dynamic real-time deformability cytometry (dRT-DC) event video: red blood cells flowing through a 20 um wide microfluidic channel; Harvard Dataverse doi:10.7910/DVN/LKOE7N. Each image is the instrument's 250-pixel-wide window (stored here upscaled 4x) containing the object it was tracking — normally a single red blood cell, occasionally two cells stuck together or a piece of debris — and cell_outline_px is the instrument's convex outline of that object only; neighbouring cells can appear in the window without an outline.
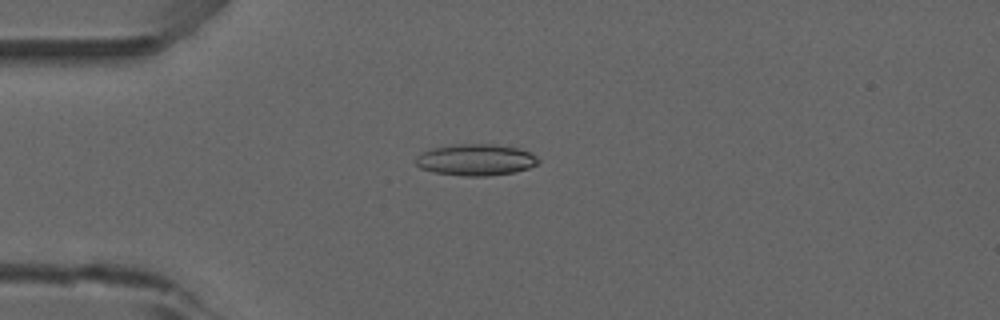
{"species": "common noctule bat (a hibernating species)", "species_latin": "Nyctalus noctula", "temperature_condition": "room temperature", "stored_images_in_passage": 5, "camera_frame_rate_fps": 3000, "um_per_image_px": 0.085, "animal": {"sex": "male", "forearm_length_mm": 52.5}, "frame": {"image": 1, "passage_image": 2, "time_ms": 1.0, "image_size_px": [1000, 320], "cell_outline_px": [[540, 160], [536, 164], [528, 168], [512, 172], [488, 176], [464, 176], [432, 172], [420, 168], [416, 164], [416, 156], [420, 152], [432, 148], [452, 144], [496, 144], [520, 148], [536, 156]], "centroid_in_image_um": [40.4, 13.57], "position_along_channel_um": 44.6, "area_um2": 22.6}}
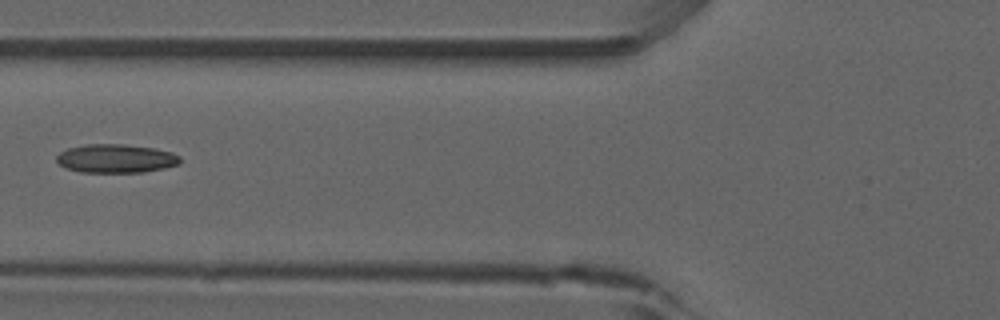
{"frame": {"image": 2, "passage_image": 4, "time_ms": 3.333, "image_size_px": [1000, 320], "cell_outline_px": [[180, 164], [164, 168], [144, 172], [80, 172], [68, 168], [60, 164], [56, 160], [56, 156], [60, 152], [68, 148], [88, 144], [124, 144], [152, 148], [172, 152], [180, 156]], "centroid_in_image_um": [9.87, 13.47], "position_along_channel_um": 115.9, "area_um2": 20.52}}
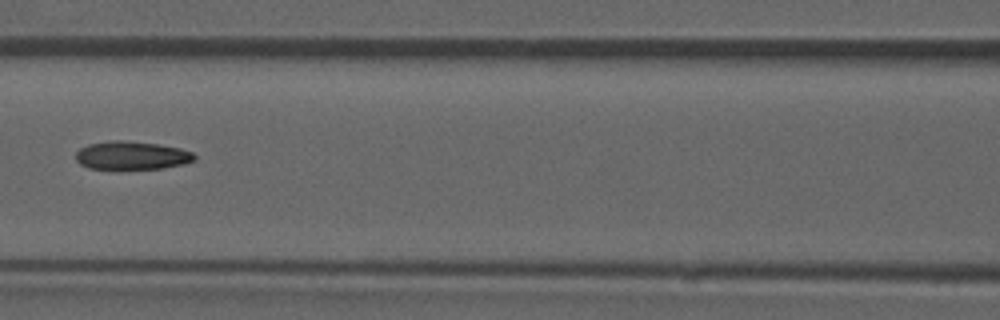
{"frame": {"image": 3, "passage_image": 5, "time_ms": 4.333, "image_size_px": [1000, 320], "cell_outline_px": [[196, 160], [184, 164], [164, 168], [88, 168], [80, 164], [76, 160], [76, 152], [80, 148], [88, 144], [112, 140], [124, 140], [156, 144], [180, 148], [192, 152], [196, 156]], "centroid_in_image_um": [11.2, 13.2], "position_along_channel_um": 155.4, "area_um2": 19.42}}